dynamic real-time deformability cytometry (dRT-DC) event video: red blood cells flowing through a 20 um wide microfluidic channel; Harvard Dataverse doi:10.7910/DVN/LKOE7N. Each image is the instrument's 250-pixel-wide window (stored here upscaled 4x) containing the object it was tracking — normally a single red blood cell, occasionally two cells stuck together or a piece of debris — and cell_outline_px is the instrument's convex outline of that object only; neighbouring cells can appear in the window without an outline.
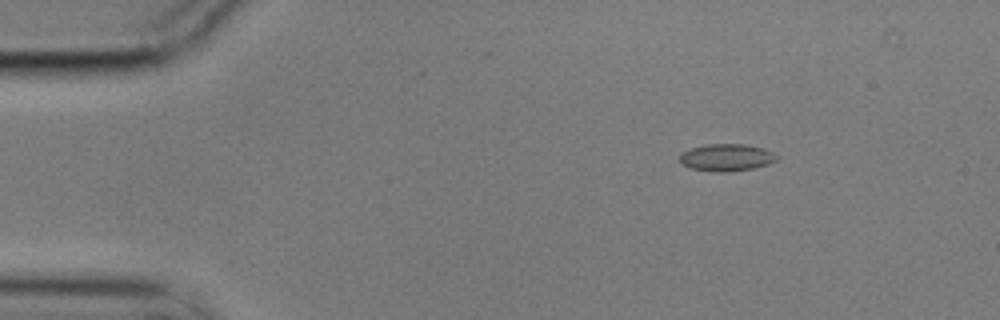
{"species": "common noctule bat (a hibernating species)", "species_latin": "Nyctalus noctula", "temperature_condition": "cold", "stored_images_in_passage": 6, "camera_frame_rate_fps": 3000, "um_per_image_px": 0.085, "animal": {"sex": "male", "body_mass_g": 17.9}, "frame": {"image": 1, "passage_image": 3, "time_ms": 0.667, "image_size_px": [1000, 320], "cell_outline_px": [[780, 156], [776, 160], [768, 164], [752, 168], [728, 172], [712, 172], [688, 168], [680, 164], [680, 156], [684, 152], [692, 148], [708, 144], [744, 144], [764, 148]], "centroid_in_image_um": [61.75, 13.4], "position_along_channel_um": 23.2, "area_um2": 15.43}}
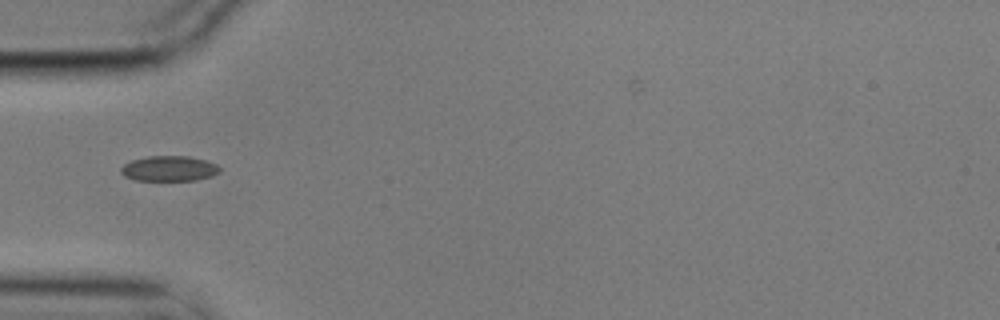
{"frame": {"image": 2, "passage_image": 6, "time_ms": 1.667, "image_size_px": [1000, 320], "cell_outline_px": [[220, 172], [212, 176], [196, 180], [136, 180], [124, 176], [120, 172], [120, 168], [124, 164], [132, 160], [148, 156], [188, 156], [204, 160], [216, 164], [220, 168]], "centroid_in_image_um": [14.37, 14.33], "position_along_channel_um": 70.6, "area_um2": 14.51}}